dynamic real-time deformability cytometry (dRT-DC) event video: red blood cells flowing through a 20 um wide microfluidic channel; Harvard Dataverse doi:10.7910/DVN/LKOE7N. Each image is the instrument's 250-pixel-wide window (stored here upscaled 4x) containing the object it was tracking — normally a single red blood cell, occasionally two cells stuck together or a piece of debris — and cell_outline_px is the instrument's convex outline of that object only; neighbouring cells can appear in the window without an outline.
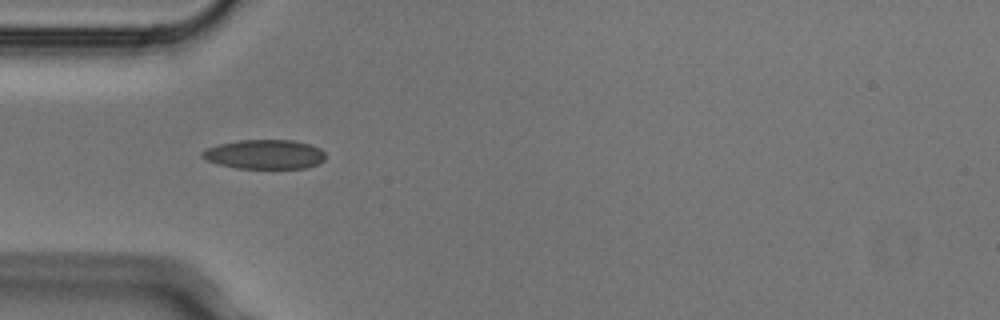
{"species": "Egyptian fruit bat (a non-hibernating species)", "species_latin": "Rousettus aegyptiacus", "temperature_condition": "cold", "stored_images_in_passage": 3, "camera_frame_rate_fps": 3000, "um_per_image_px": 0.085, "animal": {"sex": "male"}, "frame": {"image": 1, "passage_image": 2, "time_ms": 0.333, "image_size_px": [1000, 320], "cell_outline_px": [[324, 160], [320, 164], [308, 168], [236, 168], [220, 164], [208, 160], [200, 156], [200, 152], [204, 148], [220, 144], [240, 140], [292, 140], [308, 144], [320, 148], [324, 152]], "centroid_in_image_um": [22.5, 13.12], "position_along_channel_um": 62.5, "area_um2": 21.1}}
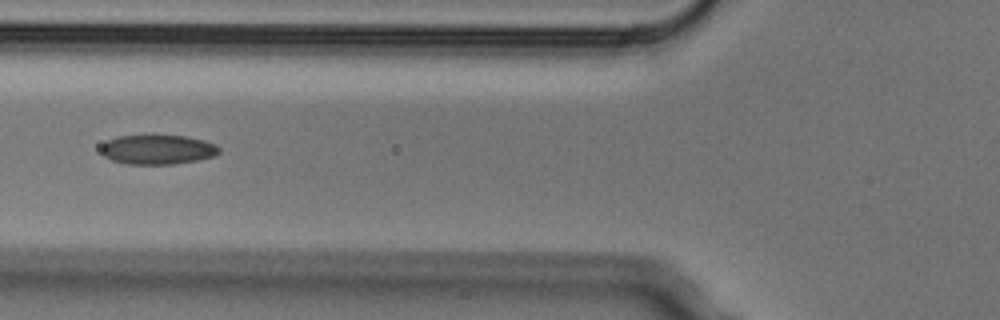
{"frame": {"image": 2, "passage_image": 3, "time_ms": 0.667, "image_size_px": [1000, 320], "cell_outline_px": [[220, 152], [216, 156], [196, 160], [172, 164], [128, 164], [112, 160], [104, 156], [100, 152], [100, 148], [108, 140], [116, 136], [152, 132], [184, 136], [204, 140], [216, 144], [220, 148]], "centroid_in_image_um": [13.38, 12.66], "position_along_channel_um": 112.4, "area_um2": 21.21}}